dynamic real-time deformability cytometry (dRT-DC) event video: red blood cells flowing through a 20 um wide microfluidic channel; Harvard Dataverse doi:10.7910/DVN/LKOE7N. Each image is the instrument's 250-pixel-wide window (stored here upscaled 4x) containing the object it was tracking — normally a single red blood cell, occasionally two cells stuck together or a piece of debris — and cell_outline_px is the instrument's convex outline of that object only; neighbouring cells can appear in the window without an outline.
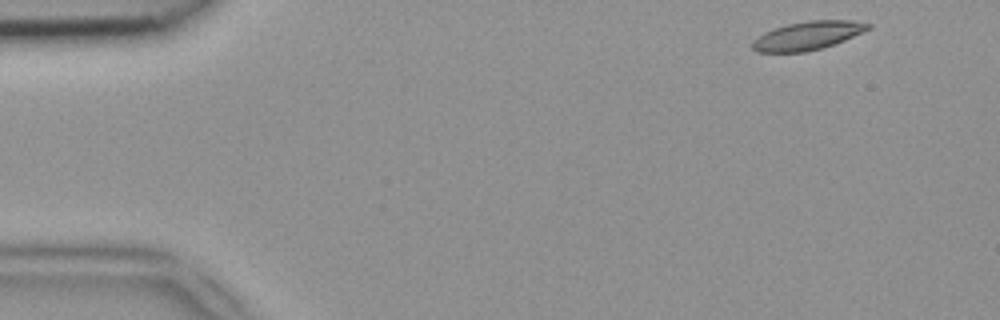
{"species": "common noctule bat (a hibernating species)", "species_latin": "Nyctalus noctula", "temperature_condition": "room temperature", "stored_images_in_passage": 11, "camera_frame_rate_fps": 3000, "um_per_image_px": 0.085, "animal": {"sex": "female", "body_mass_g": 18.4}, "frame": {"image": 1, "passage_image": 1, "time_ms": 0.0, "image_size_px": [1000, 320], "cell_outline_px": [[872, 28], [844, 40], [820, 48], [804, 52], [756, 52], [752, 48], [752, 40], [764, 32], [788, 24], [808, 20], [852, 20], [872, 24]], "centroid_in_image_um": [68.65, 3.02], "position_along_channel_um": 16.3, "area_um2": 19.07}}